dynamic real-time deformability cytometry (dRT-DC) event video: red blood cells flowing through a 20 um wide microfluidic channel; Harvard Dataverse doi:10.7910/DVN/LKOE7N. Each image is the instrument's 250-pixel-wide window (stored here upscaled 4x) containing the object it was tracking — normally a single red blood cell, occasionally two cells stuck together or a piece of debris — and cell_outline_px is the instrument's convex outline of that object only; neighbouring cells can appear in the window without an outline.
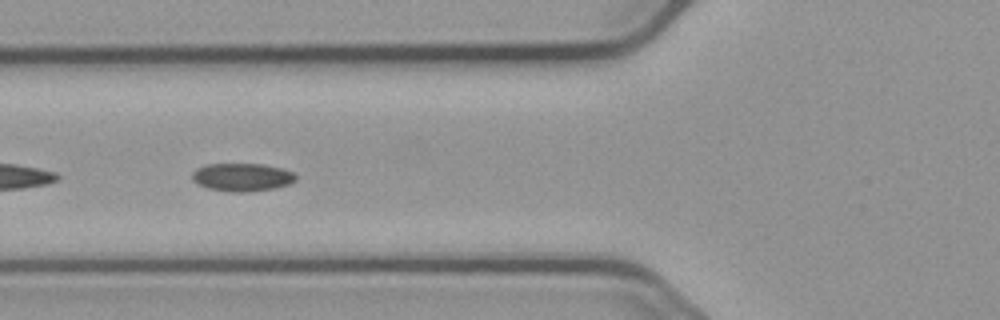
{"species": "common noctule bat (a hibernating species)", "species_latin": "Nyctalus noctula", "temperature_condition": "cold", "stored_images_in_passage": 43, "camera_frame_rate_fps": 3000, "um_per_image_px": 0.085, "animal": {"sex": "male", "body_mass_g": 23.1, "forearm_length_mm": 52.7}, "frame": {"image": 1, "passage_image": 13, "time_ms": 4.0, "image_size_px": [1000, 320], "cell_outline_px": [[296, 180], [288, 184], [276, 188], [244, 192], [232, 192], [208, 188], [196, 184], [192, 180], [192, 172], [196, 168], [204, 164], [264, 164], [296, 172]], "centroid_in_image_um": [20.56, 15.05], "position_along_channel_um": 105.2, "area_um2": 17.11}}
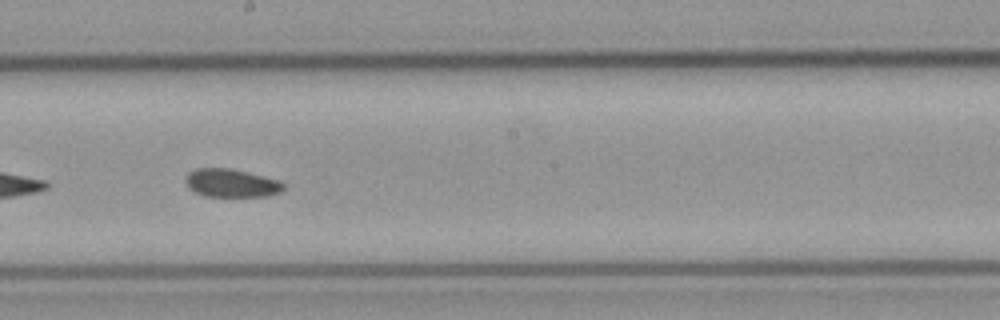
{"frame": {"image": 2, "passage_image": 23, "time_ms": 7.333, "image_size_px": [1000, 320], "cell_outline_px": [[284, 188], [280, 192], [268, 196], [204, 196], [188, 188], [184, 180], [188, 172], [196, 168], [228, 168], [248, 172], [280, 180], [284, 184]], "centroid_in_image_um": [19.65, 15.55], "position_along_channel_um": 228.6, "area_um2": 16.18}}
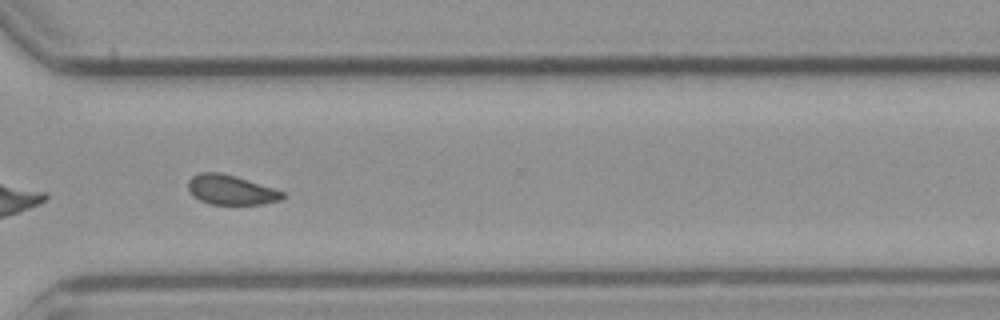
{"frame": {"image": 3, "passage_image": 33, "time_ms": 10.667, "image_size_px": [1000, 320], "cell_outline_px": [[284, 200], [264, 204], [212, 204], [200, 200], [192, 196], [188, 188], [188, 180], [192, 176], [200, 172], [220, 172], [236, 176], [284, 192]], "centroid_in_image_um": [19.62, 16.14], "position_along_channel_um": 351.0, "area_um2": 16.36}, "authors_computed_cell_mechanics": {"area_um2": 16.762, "velocity_mm_per_s": 3.6846, "shape_relaxation_time_tau1_ms": 1.8075, "shape_relaxation_time_tau2_ms": null, "deformation_change_tau1": 0.0621, "deformation_change_tau2": null}}